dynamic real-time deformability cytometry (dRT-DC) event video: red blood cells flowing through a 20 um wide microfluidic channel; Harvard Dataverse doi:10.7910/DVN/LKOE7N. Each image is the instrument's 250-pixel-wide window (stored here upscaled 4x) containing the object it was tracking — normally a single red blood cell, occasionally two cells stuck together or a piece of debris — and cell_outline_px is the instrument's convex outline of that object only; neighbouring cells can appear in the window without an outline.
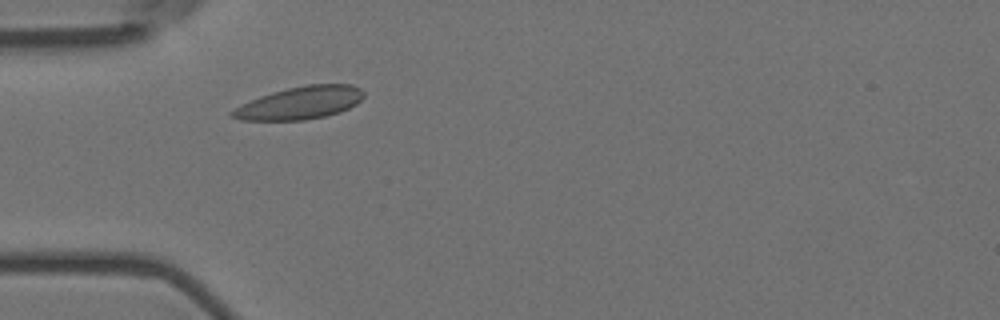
{"species": "Egyptian fruit bat (a non-hibernating species)", "species_latin": "Rousettus aegyptiacus", "temperature_condition": "room temperature", "stored_images_in_passage": 2, "camera_frame_rate_fps": 3000, "um_per_image_px": 0.085, "animal": {"sex": "female"}, "frame": {"image": 1, "passage_image": 2, "time_ms": 0.333, "image_size_px": [1000, 320], "cell_outline_px": [[364, 96], [356, 104], [340, 112], [324, 116], [304, 120], [240, 120], [232, 116], [228, 112], [260, 96], [272, 92], [288, 88], [308, 84], [352, 84], [360, 88], [364, 92]], "centroid_in_image_um": [25.53, 8.74], "position_along_channel_um": 59.5, "area_um2": 24.8}}